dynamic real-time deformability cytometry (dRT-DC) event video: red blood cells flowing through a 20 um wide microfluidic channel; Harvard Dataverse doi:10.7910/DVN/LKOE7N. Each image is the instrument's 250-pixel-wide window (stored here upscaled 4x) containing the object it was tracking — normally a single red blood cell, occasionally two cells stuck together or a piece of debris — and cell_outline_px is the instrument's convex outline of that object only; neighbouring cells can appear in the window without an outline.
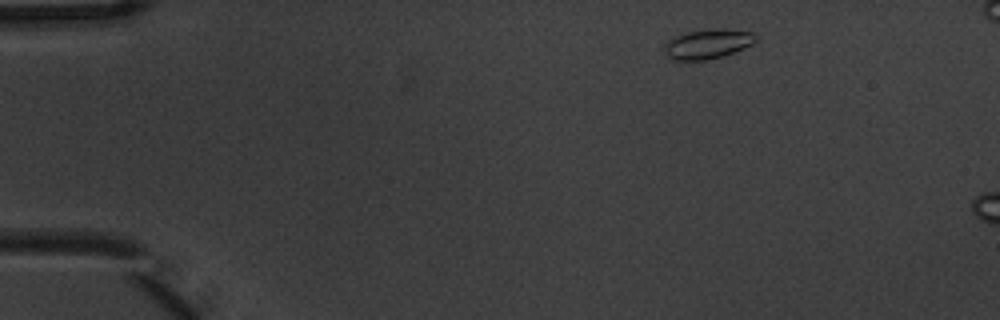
{"species": "common noctule bat (a hibernating species)", "species_latin": "Nyctalus noctula", "temperature_condition": "warm", "stored_images_in_passage": 3, "camera_frame_rate_fps": 3000, "um_per_image_px": 0.085, "animal": {"sex": "male", "body_mass_g": 20.1, "forearm_length_mm": 53.5}, "frame": {"image": 1, "passage_image": 1, "time_ms": 0.0, "image_size_px": [1000, 320], "cell_outline_px": [[756, 40], [752, 44], [744, 48], [724, 56], [704, 60], [672, 60], [664, 52], [664, 44], [668, 40], [676, 36], [688, 32], [720, 28], [756, 32]], "centroid_in_image_um": [60.17, 3.74], "position_along_channel_um": 24.8, "area_um2": 15.78}}